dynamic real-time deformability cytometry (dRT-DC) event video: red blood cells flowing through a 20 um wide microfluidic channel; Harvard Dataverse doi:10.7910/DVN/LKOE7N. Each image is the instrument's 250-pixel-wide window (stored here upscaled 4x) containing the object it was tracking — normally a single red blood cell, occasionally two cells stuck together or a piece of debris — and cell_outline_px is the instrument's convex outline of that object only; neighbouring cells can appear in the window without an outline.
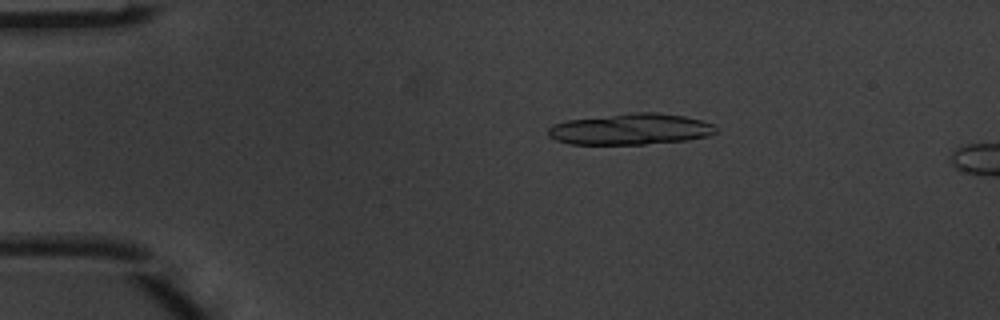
{"species": "common noctule bat (a hibernating species)", "species_latin": "Nyctalus noctula", "temperature_condition": "warm", "stored_images_in_passage": 5, "camera_frame_rate_fps": 3000, "um_per_image_px": 0.085, "animal": {"sex": "male", "body_mass_g": 20.1, "forearm_length_mm": 53.5}, "frame": {"image": 1, "passage_image": 3, "time_ms": 0.667, "image_size_px": [1000, 320], "cell_outline_px": [[716, 132], [708, 136], [688, 140], [644, 144], [568, 144], [556, 140], [548, 136], [548, 128], [552, 124], [568, 120], [636, 112], [656, 112], [684, 116], [716, 124]], "centroid_in_image_um": [53.61, 10.98], "position_along_channel_um": 31.4, "area_um2": 30.46}}